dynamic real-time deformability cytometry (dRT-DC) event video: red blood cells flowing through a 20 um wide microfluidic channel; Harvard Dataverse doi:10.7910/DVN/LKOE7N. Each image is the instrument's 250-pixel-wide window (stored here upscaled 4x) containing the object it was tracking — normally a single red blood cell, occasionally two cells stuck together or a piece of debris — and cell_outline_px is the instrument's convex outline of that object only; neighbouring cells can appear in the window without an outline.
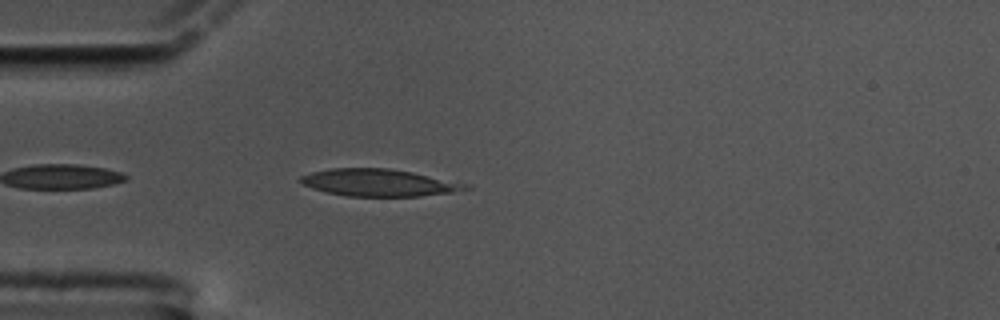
{"species": "common noctule bat (a hibernating species)", "species_latin": "Nyctalus noctula", "temperature_condition": "cold", "stored_images_in_passage": 5, "camera_frame_rate_fps": 3000, "um_per_image_px": 0.085, "animal": {"sex": "male", "body_mass_g": 17.5, "forearm_length_mm": 52.3}, "frame": {"image": 1, "passage_image": 3, "time_ms": 0.667, "image_size_px": [1000, 320], "cell_outline_px": [[472, 188], [452, 192], [420, 196], [348, 196], [328, 192], [312, 188], [304, 184], [300, 180], [300, 176], [312, 172], [332, 168], [388, 168], [412, 172], [472, 184]], "centroid_in_image_um": [32.27, 15.52], "position_along_channel_um": 52.7, "area_um2": 26.01}}